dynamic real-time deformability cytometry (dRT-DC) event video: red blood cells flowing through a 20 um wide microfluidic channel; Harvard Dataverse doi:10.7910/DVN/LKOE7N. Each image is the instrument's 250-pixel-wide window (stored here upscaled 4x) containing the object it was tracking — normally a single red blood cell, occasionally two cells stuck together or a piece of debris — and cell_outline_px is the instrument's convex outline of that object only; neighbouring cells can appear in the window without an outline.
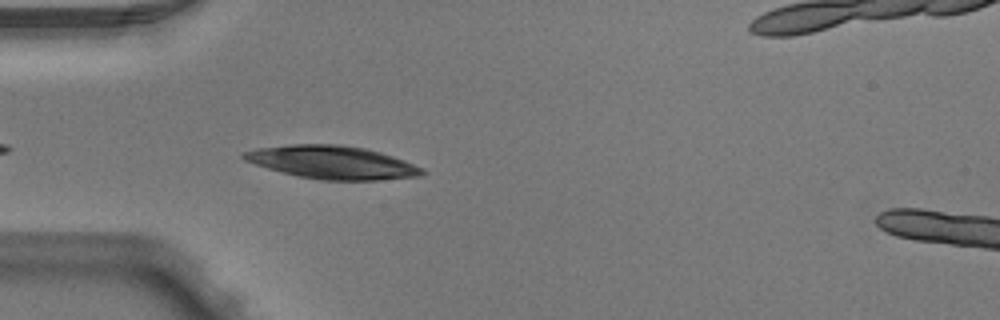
{"species": "Egyptian fruit bat (a non-hibernating species)", "species_latin": "Rousettus aegyptiacus", "temperature_condition": "warm", "stored_images_in_passage": 4, "camera_frame_rate_fps": 3000, "um_per_image_px": 0.085, "animal": {"sex": "male"}, "frame": {"image": 1, "passage_image": 4, "time_ms": 1.0, "image_size_px": [1000, 320], "cell_outline_px": [[428, 172], [420, 176], [376, 180], [320, 180], [296, 176], [268, 168], [244, 160], [240, 156], [244, 152], [260, 148], [292, 144], [340, 144], [364, 148], [380, 152], [404, 160], [424, 168]], "centroid_in_image_um": [28.27, 13.8], "position_along_channel_um": 56.7, "area_um2": 34.33}}